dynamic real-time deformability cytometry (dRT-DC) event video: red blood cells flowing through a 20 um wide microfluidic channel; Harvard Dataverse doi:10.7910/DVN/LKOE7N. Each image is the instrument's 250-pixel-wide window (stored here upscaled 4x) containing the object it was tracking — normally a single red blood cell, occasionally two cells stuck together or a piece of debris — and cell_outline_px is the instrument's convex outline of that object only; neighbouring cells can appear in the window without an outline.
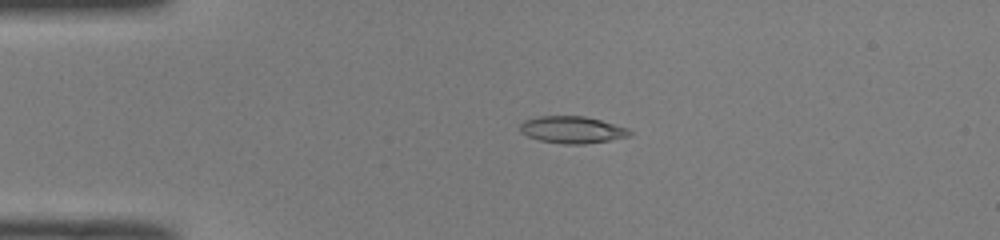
{"species": "common noctule bat (a hibernating species)", "species_latin": "Nyctalus noctula", "temperature_condition": "room temperature", "stored_images_in_passage": 40, "camera_frame_rate_fps": 3000, "um_per_image_px": 0.085, "animal": {"sex": "male", "body_mass_g": 19.0, "forearm_length_mm": 50.8}, "frame": {"image": 1, "passage_image": 1, "time_ms": 0.0, "image_size_px": [1000, 240], "cell_outline_px": [[632, 136], [584, 144], [564, 144], [540, 140], [528, 136], [520, 132], [520, 124], [524, 120], [540, 116], [584, 116], [600, 120], [628, 128], [632, 132]], "centroid_in_image_um": [48.64, 11.03], "position_along_channel_um": 36.4, "area_um2": 17.17}}
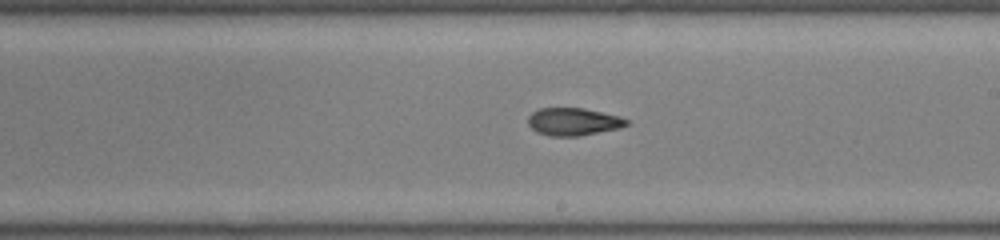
{"frame": {"image": 2, "passage_image": 19, "time_ms": 6.0, "image_size_px": [1000, 240], "cell_outline_px": [[628, 124], [620, 128], [580, 136], [552, 136], [536, 132], [528, 124], [528, 116], [532, 112], [540, 108], [584, 108], [620, 116], [628, 120]], "centroid_in_image_um": [48.73, 10.34], "position_along_channel_um": 240.3, "area_um2": 15.9}}
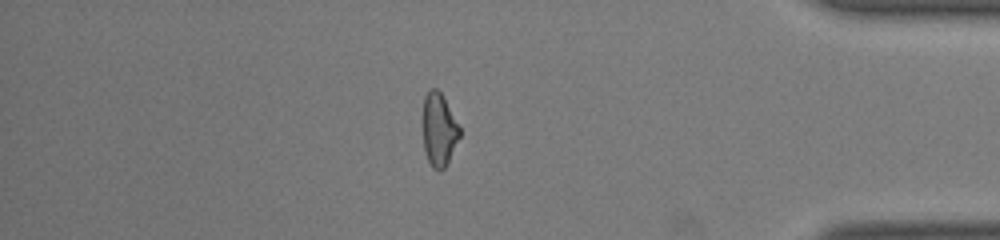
{"frame": {"image": 3, "passage_image": 33, "time_ms": 10.667, "image_size_px": [1000, 240], "cell_outline_px": [[460, 136], [444, 168], [440, 172], [432, 168], [424, 152], [424, 96], [432, 88], [436, 88], [440, 92], [460, 128]], "centroid_in_image_um": [37.31, 11.06], "position_along_channel_um": 397.9, "area_um2": 15.2}, "authors_computed_cell_mechanics": {"area_um2": 16.2129, "velocity_mm_per_s": 4.0524, "shape_relaxation_time_tau1_ms": null, "shape_relaxation_time_tau2_ms": 4.8614, "deformation_change_tau1": null, "deformation_change_tau2": 0.1408}}